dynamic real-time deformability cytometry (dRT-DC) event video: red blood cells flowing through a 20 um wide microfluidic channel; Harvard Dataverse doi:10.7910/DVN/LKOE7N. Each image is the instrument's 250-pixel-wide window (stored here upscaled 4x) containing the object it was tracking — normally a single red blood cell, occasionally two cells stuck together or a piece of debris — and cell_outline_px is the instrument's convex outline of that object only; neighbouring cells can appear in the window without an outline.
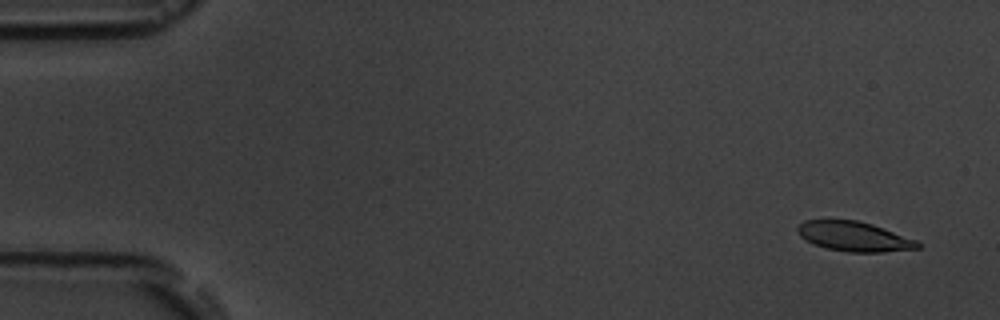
{"species": "common noctule bat (a hibernating species)", "species_latin": "Nyctalus noctula", "temperature_condition": "room temperature", "stored_images_in_passage": 5, "camera_frame_rate_fps": 3000, "um_per_image_px": 0.085, "animal": {"sex": "male", "body_mass_g": 19.5, "forearm_length_mm": 54.6}, "frame": {"image": 1, "passage_image": 1, "time_ms": 0.0, "image_size_px": [1000, 320], "cell_outline_px": [[920, 248], [884, 252], [848, 252], [828, 248], [812, 244], [804, 240], [800, 236], [796, 228], [804, 220], [856, 220], [872, 224], [916, 240], [920, 244]], "centroid_in_image_um": [72.57, 20.1], "position_along_channel_um": 12.4, "area_um2": 20.69}}